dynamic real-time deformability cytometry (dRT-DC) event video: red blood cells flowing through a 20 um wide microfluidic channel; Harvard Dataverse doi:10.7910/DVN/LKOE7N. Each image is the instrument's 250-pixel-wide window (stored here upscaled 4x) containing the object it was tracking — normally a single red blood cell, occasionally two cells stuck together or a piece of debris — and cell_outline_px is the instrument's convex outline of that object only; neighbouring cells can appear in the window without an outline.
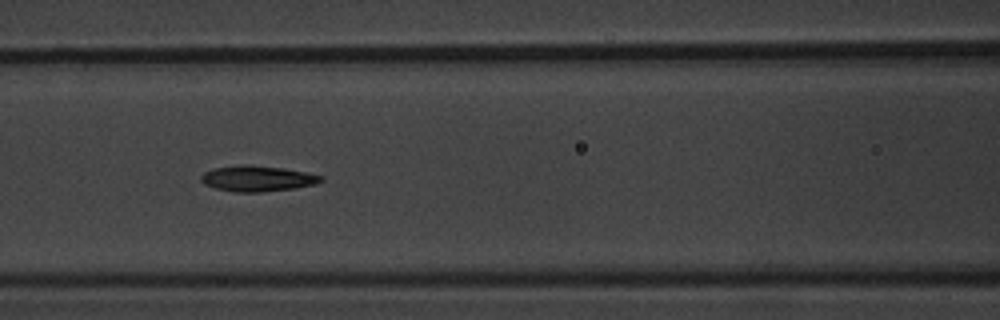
{"species": "common noctule bat (a hibernating species)", "species_latin": "Nyctalus noctula", "temperature_condition": "warm", "stored_images_in_passage": 8, "camera_frame_rate_fps": 3000, "um_per_image_px": 0.085, "animal": {"sex": "male", "body_mass_g": 20.1, "forearm_length_mm": 53.5}, "frame": {"image": 1, "passage_image": 8, "time_ms": 8.0, "image_size_px": [1000, 320], "cell_outline_px": [[324, 180], [316, 184], [296, 188], [260, 192], [236, 192], [216, 188], [204, 184], [200, 180], [200, 176], [204, 172], [216, 168], [240, 164], [248, 164], [284, 168], [324, 176]], "centroid_in_image_um": [21.89, 15.17], "position_along_channel_um": 144.7, "area_um2": 18.03}}